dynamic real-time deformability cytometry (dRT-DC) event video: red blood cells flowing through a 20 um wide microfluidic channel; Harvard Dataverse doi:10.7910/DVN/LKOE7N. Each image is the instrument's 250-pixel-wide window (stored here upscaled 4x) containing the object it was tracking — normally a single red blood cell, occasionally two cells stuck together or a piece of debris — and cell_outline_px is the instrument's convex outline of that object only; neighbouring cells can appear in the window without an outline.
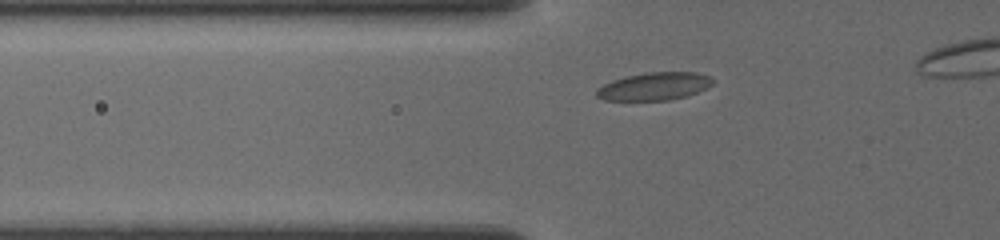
{"species": "common noctule bat (a hibernating species)", "species_latin": "Nyctalus noctula", "temperature_condition": "cold", "stored_images_in_passage": 15, "camera_frame_rate_fps": 3000, "um_per_image_px": 0.085, "animal": {"sex": "female", "body_mass_g": 19.5, "forearm_length_mm": 54.1}, "frame": {"image": 1, "passage_image": 8, "time_ms": 2.333, "image_size_px": [1000, 240], "cell_outline_px": [[716, 80], [708, 88], [684, 96], [668, 100], [604, 100], [596, 96], [596, 88], [612, 80], [624, 76], [648, 72], [696, 72], [712, 76]], "centroid_in_image_um": [55.63, 7.32], "position_along_channel_um": 70.2, "area_um2": 18.96}}
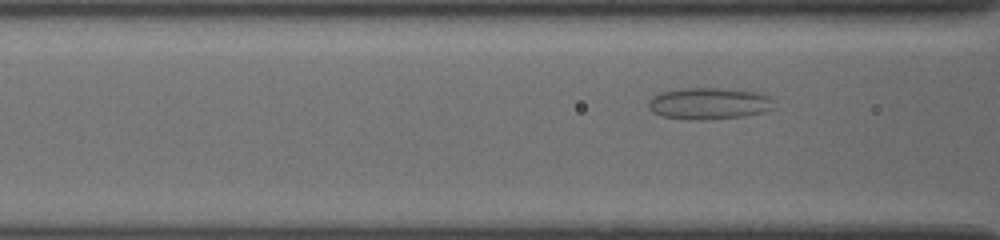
{"frame": {"image": 2, "passage_image": 15, "time_ms": 5.333, "image_size_px": [1000, 240], "cell_outline_px": [[768, 108], [760, 112], [740, 116], [700, 120], [688, 120], [660, 116], [652, 112], [648, 108], [648, 100], [652, 96], [660, 92], [680, 88], [720, 88], [760, 92], [768, 96]], "centroid_in_image_um": [60.09, 8.79], "position_along_channel_um": 106.5, "area_um2": 22.83}}